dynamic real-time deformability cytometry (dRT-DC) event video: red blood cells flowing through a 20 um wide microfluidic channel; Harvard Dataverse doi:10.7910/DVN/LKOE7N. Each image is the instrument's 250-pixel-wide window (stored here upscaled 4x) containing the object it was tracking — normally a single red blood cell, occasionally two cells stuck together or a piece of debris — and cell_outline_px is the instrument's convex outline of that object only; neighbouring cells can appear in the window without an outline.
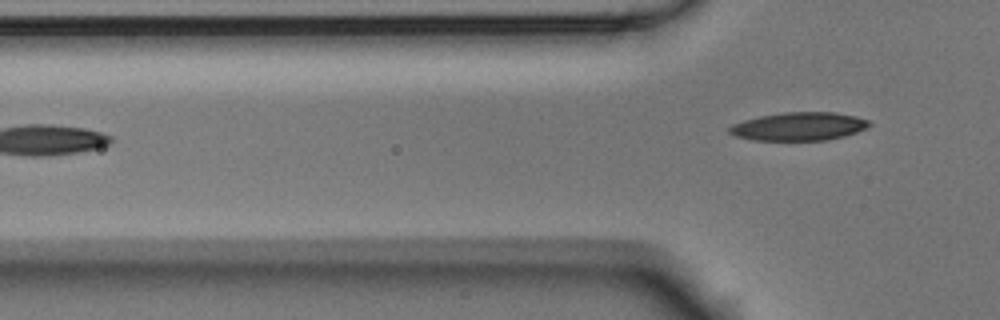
{"species": "Egyptian fruit bat (a non-hibernating species)", "species_latin": "Rousettus aegyptiacus", "temperature_condition": "room temperature", "stored_images_in_passage": 5, "camera_frame_rate_fps": 3000, "um_per_image_px": 0.085, "animal": {"sex": "male"}, "frame": {"image": 1, "passage_image": 5, "time_ms": 1.333, "image_size_px": [1000, 320], "cell_outline_px": [[872, 124], [868, 128], [844, 136], [828, 140], [752, 140], [732, 136], [728, 132], [728, 128], [732, 124], [744, 120], [760, 116], [784, 112], [836, 112], [856, 116], [868, 120]], "centroid_in_image_um": [67.9, 10.75], "position_along_channel_um": 57.9, "area_um2": 23.24}}